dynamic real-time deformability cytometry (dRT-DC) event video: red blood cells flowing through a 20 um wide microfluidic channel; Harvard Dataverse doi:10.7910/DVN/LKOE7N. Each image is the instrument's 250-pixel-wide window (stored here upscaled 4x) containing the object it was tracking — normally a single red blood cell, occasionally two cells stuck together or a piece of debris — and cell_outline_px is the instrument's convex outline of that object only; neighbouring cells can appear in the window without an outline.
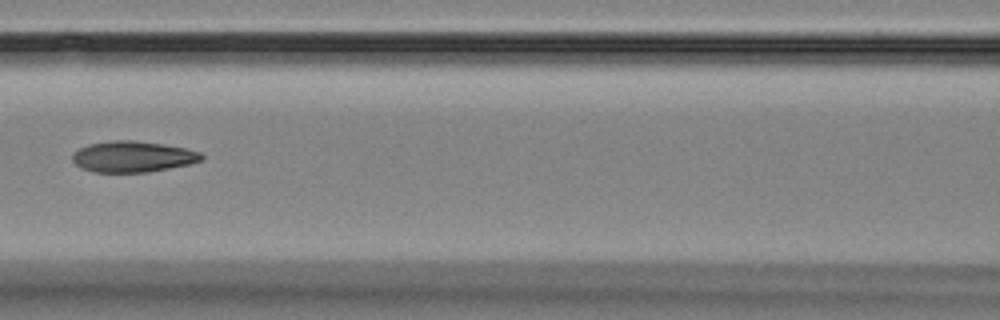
{"species": "Egyptian fruit bat (a non-hibernating species)", "species_latin": "Rousettus aegyptiacus", "temperature_condition": "room temperature", "stored_images_in_passage": 12, "camera_frame_rate_fps": 3000, "um_per_image_px": 0.085, "animal": {"sex": "female"}, "frame": {"image": 1, "passage_image": 5, "time_ms": 5.667, "image_size_px": [1000, 320], "cell_outline_px": [[204, 156], [200, 160], [188, 164], [148, 172], [96, 172], [80, 168], [72, 160], [72, 156], [80, 148], [88, 144], [116, 140], [132, 140], [164, 144], [184, 148], [200, 152]], "centroid_in_image_um": [11.27, 13.31], "position_along_channel_um": 155.3, "area_um2": 23.06}}
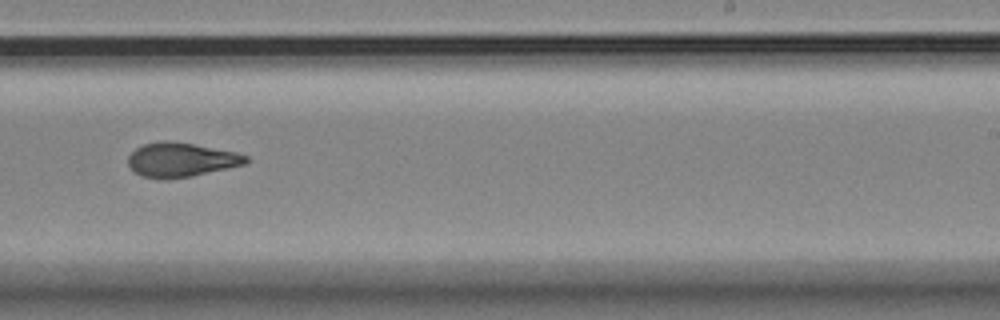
{"frame": {"image": 2, "passage_image": 8, "time_ms": 9.0, "image_size_px": [1000, 320], "cell_outline_px": [[248, 160], [244, 164], [192, 176], [168, 180], [164, 180], [144, 176], [136, 172], [128, 164], [128, 156], [136, 148], [144, 144], [164, 140], [168, 140], [192, 144], [236, 152], [248, 156]], "centroid_in_image_um": [15.37, 13.58], "position_along_channel_um": 273.6, "area_um2": 23.29}}
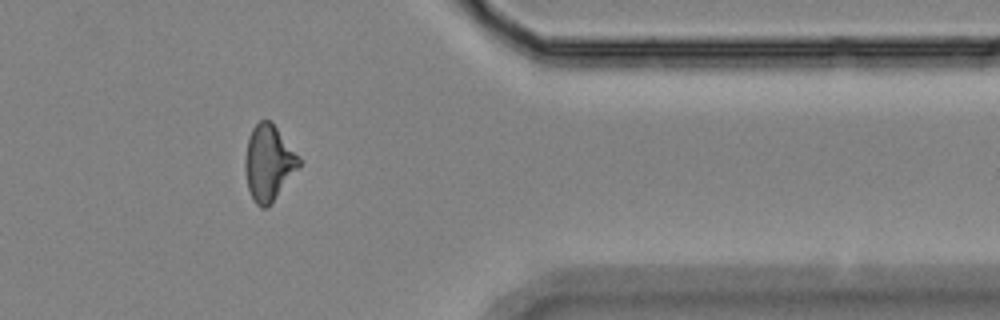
{"frame": {"image": 3, "passage_image": 11, "time_ms": 12.667, "image_size_px": [1000, 320], "cell_outline_px": [[300, 164], [268, 208], [260, 208], [252, 200], [248, 188], [244, 168], [244, 160], [248, 136], [252, 128], [260, 120], [272, 120], [300, 160]], "centroid_in_image_um": [22.78, 13.84], "position_along_channel_um": 388.6, "area_um2": 23.58}}